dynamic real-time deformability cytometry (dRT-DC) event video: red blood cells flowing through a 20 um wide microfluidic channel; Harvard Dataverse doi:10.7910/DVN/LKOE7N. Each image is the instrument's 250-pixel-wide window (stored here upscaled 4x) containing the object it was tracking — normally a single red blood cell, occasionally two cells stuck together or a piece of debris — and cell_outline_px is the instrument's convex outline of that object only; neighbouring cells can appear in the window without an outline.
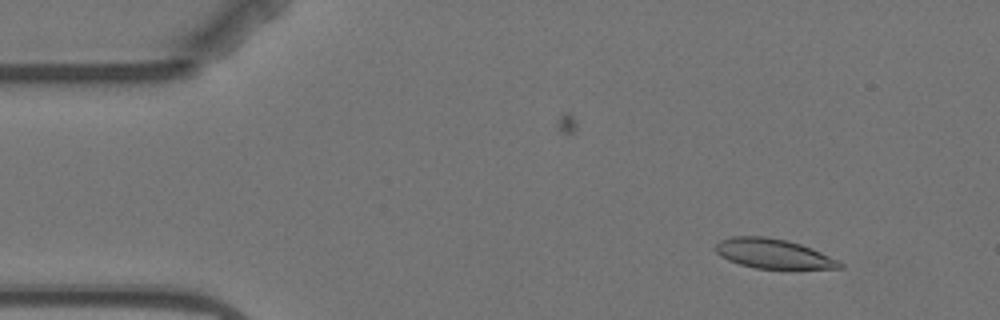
{"species": "Egyptian fruit bat (a non-hibernating species)", "species_latin": "Rousettus aegyptiacus", "temperature_condition": "warm", "stored_images_in_passage": 4, "camera_frame_rate_fps": 3000, "um_per_image_px": 0.085, "animal": {"sex": "female"}, "frame": {"image": 1, "passage_image": 1, "time_ms": 0.0, "image_size_px": [1000, 320], "cell_outline_px": [[844, 268], [756, 268], [740, 264], [728, 260], [720, 256], [716, 252], [716, 244], [720, 240], [732, 236], [768, 236], [788, 240], [812, 248], [840, 260], [844, 264]], "centroid_in_image_um": [65.74, 21.55], "position_along_channel_um": 19.3, "area_um2": 21.44}}
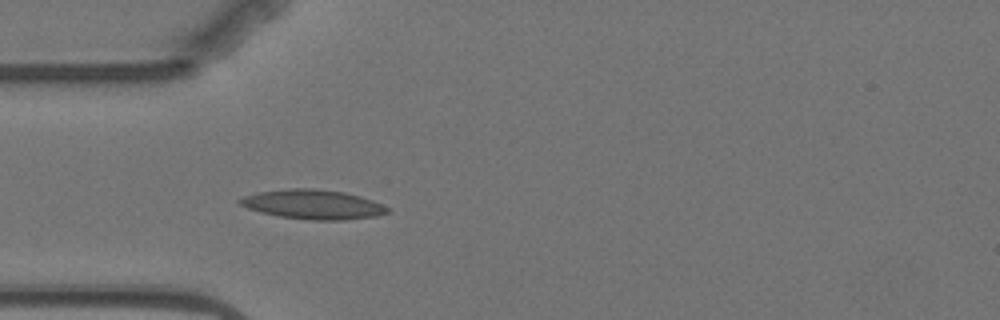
{"frame": {"image": 2, "passage_image": 4, "time_ms": 3.333, "image_size_px": [1000, 320], "cell_outline_px": [[388, 212], [376, 216], [344, 220], [312, 220], [280, 216], [260, 212], [248, 208], [240, 204], [236, 200], [244, 196], [256, 192], [288, 188], [312, 188], [344, 192], [360, 196], [372, 200], [388, 208]], "centroid_in_image_um": [26.56, 17.37], "position_along_channel_um": 58.4, "area_um2": 25.2}}